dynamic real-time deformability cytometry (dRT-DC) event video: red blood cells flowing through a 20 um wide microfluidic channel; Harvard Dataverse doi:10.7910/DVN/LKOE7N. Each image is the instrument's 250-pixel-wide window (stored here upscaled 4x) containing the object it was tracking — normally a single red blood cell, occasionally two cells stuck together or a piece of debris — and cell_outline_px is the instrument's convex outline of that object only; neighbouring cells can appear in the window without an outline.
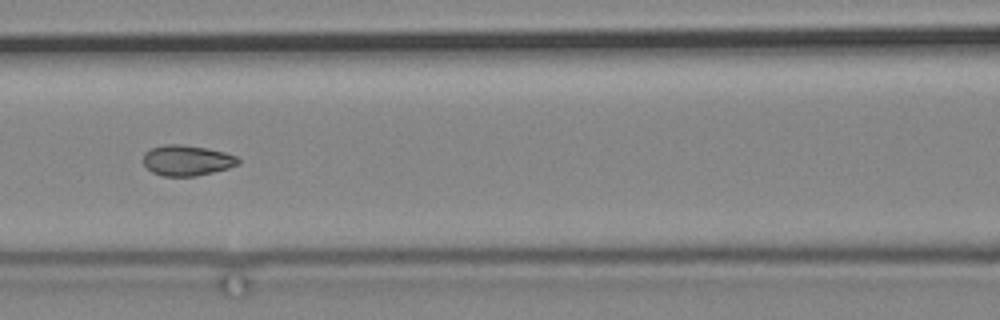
{"species": "common noctule bat (a hibernating species)", "species_latin": "Nyctalus noctula", "temperature_condition": "cold", "stored_images_in_passage": 9, "camera_frame_rate_fps": 3000, "um_per_image_px": 0.085, "animal": {"sex": "male", "body_mass_g": 19.2, "forearm_length_mm": 51.8}, "frame": {"image": 1, "passage_image": 4, "time_ms": 4.333, "image_size_px": [1000, 320], "cell_outline_px": [[240, 164], [228, 168], [196, 176], [164, 176], [152, 172], [144, 164], [144, 152], [152, 148], [164, 144], [180, 144], [204, 148], [224, 152], [236, 156], [240, 160]], "centroid_in_image_um": [15.89, 13.63], "position_along_channel_um": 150.7, "area_um2": 16.76}}